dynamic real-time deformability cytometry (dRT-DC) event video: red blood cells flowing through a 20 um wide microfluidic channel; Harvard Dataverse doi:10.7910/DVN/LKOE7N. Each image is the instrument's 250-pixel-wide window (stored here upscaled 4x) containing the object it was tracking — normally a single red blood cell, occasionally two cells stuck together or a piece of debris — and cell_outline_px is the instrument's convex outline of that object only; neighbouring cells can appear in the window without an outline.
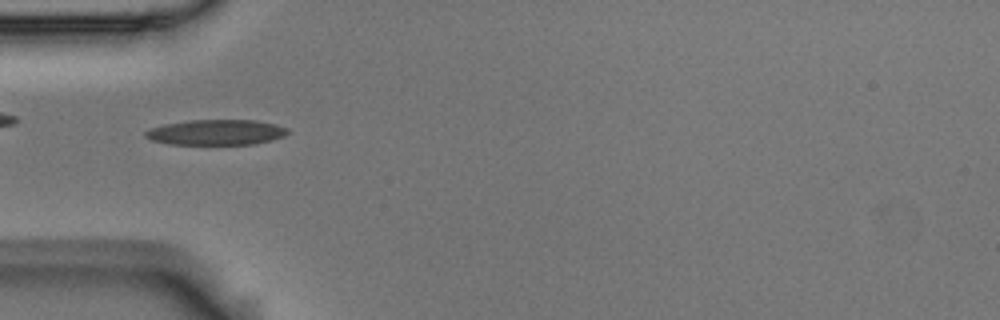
{"species": "Egyptian fruit bat (a non-hibernating species)", "species_latin": "Rousettus aegyptiacus", "temperature_condition": "room temperature", "stored_images_in_passage": 8, "camera_frame_rate_fps": 3000, "um_per_image_px": 0.085, "animal": {"sex": "male"}, "frame": {"image": 1, "passage_image": 5, "time_ms": 1.333, "image_size_px": [1000, 320], "cell_outline_px": [[288, 132], [284, 136], [272, 140], [256, 144], [168, 144], [152, 140], [144, 136], [144, 132], [152, 128], [164, 124], [188, 120], [256, 120], [276, 124], [288, 128]], "centroid_in_image_um": [18.39, 11.24], "position_along_channel_um": 66.6, "area_um2": 21.1}}
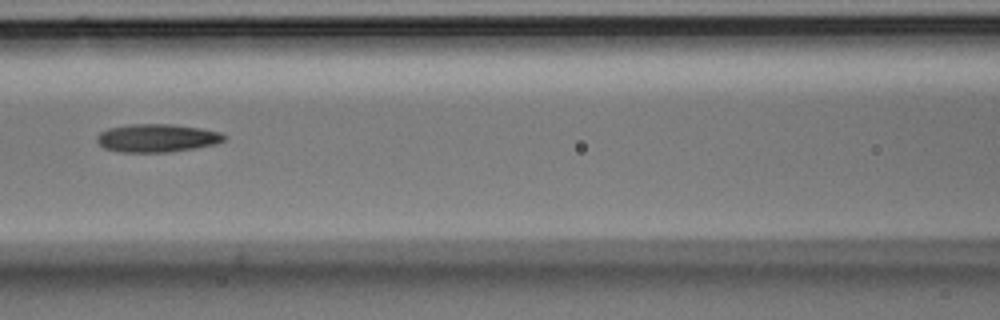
{"frame": {"image": 2, "passage_image": 7, "time_ms": 2.0, "image_size_px": [1000, 320], "cell_outline_px": [[228, 136], [224, 140], [216, 144], [168, 152], [124, 152], [104, 148], [96, 140], [96, 136], [100, 132], [108, 128], [132, 124], [172, 124], [200, 128], [220, 132]], "centroid_in_image_um": [13.34, 11.72], "position_along_channel_um": 153.3, "area_um2": 20.75}}
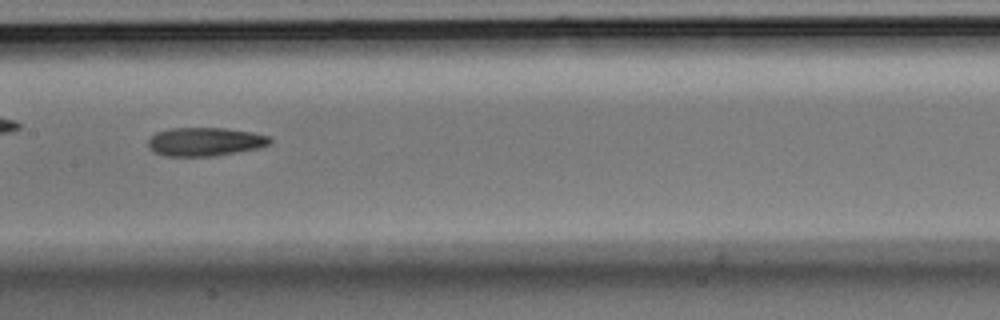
{"frame": {"image": 3, "passage_image": 8, "time_ms": 2.333, "image_size_px": [1000, 320], "cell_outline_px": [[272, 140], [268, 144], [256, 148], [216, 156], [164, 156], [152, 152], [148, 148], [148, 140], [156, 132], [172, 128], [224, 128], [252, 132], [272, 136]], "centroid_in_image_um": [17.4, 12.05], "position_along_channel_um": 190.0, "area_um2": 20.35}}